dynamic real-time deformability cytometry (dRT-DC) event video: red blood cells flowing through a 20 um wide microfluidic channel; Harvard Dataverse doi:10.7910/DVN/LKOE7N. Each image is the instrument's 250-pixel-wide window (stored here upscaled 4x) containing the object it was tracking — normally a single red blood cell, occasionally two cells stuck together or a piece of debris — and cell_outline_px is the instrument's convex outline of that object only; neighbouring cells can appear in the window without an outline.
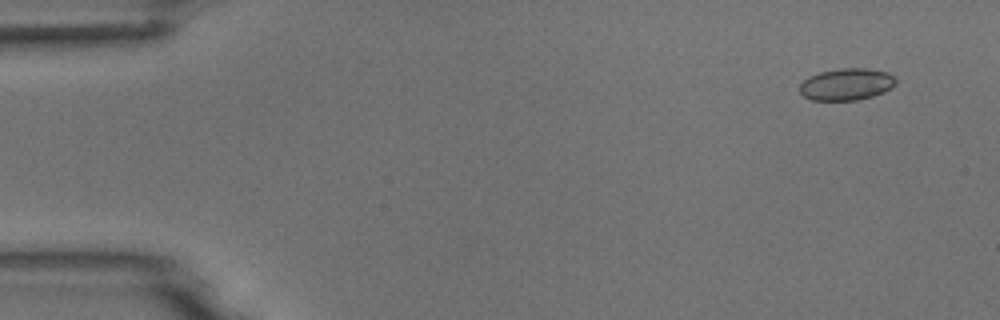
{"species": "common noctule bat (a hibernating species)", "species_latin": "Nyctalus noctula", "temperature_condition": "room temperature", "stored_images_in_passage": 7, "camera_frame_rate_fps": 3000, "um_per_image_px": 0.085, "animal": {"sex": "male", "body_mass_g": 18.8}, "frame": {"image": 1, "passage_image": 1, "time_ms": 0.0, "image_size_px": [1000, 320], "cell_outline_px": [[896, 84], [892, 88], [884, 92], [872, 96], [856, 100], [812, 100], [804, 96], [800, 92], [800, 84], [808, 76], [820, 72], [840, 68], [868, 68], [888, 72], [896, 76]], "centroid_in_image_um": [71.99, 7.15], "position_along_channel_um": 13.0, "area_um2": 18.03}}
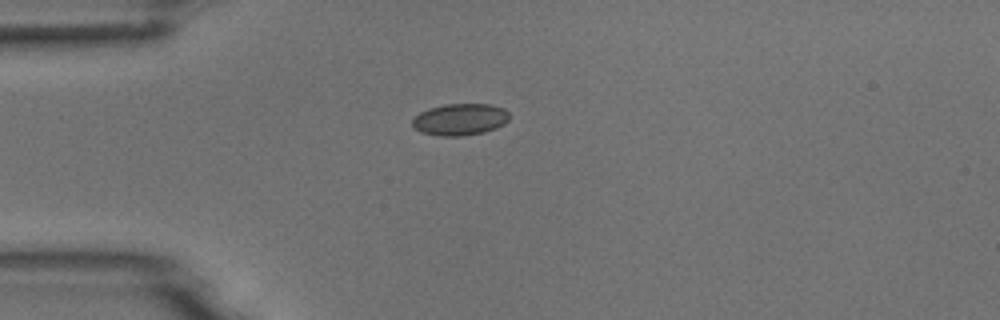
{"frame": {"image": 2, "passage_image": 4, "time_ms": 1.0, "image_size_px": [1000, 320], "cell_outline_px": [[508, 120], [504, 124], [496, 128], [484, 132], [464, 136], [440, 136], [420, 132], [412, 124], [412, 120], [420, 112], [428, 108], [444, 104], [488, 104], [504, 108], [508, 112]], "centroid_in_image_um": [39.1, 10.15], "position_along_channel_um": 45.9, "area_um2": 17.98}}